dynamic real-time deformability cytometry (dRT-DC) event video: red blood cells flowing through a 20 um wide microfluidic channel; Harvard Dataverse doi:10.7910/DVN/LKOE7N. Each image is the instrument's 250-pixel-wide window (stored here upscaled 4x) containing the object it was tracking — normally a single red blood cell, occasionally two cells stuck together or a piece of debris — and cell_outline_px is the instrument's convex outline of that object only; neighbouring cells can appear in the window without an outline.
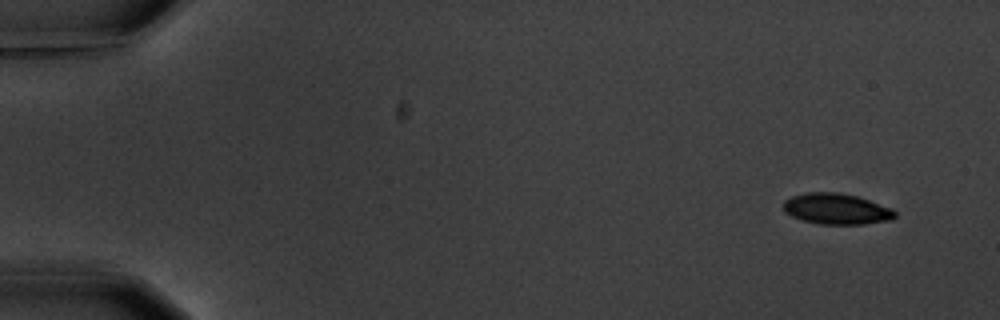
{"species": "common noctule bat (a hibernating species)", "species_latin": "Nyctalus noctula", "temperature_condition": "warm", "stored_images_in_passage": 5, "camera_frame_rate_fps": 3000, "um_per_image_px": 0.085, "animal": {"sex": "male", "body_mass_g": 20.1, "forearm_length_mm": 53.5}, "frame": {"image": 1, "passage_image": 1, "time_ms": 0.0, "image_size_px": [1000, 320], "cell_outline_px": [[896, 216], [892, 220], [864, 224], [820, 224], [804, 220], [792, 216], [784, 212], [784, 200], [792, 196], [808, 192], [840, 192], [856, 196], [892, 208], [896, 212]], "centroid_in_image_um": [71.11, 17.75], "position_along_channel_um": 13.9, "area_um2": 20.06}}
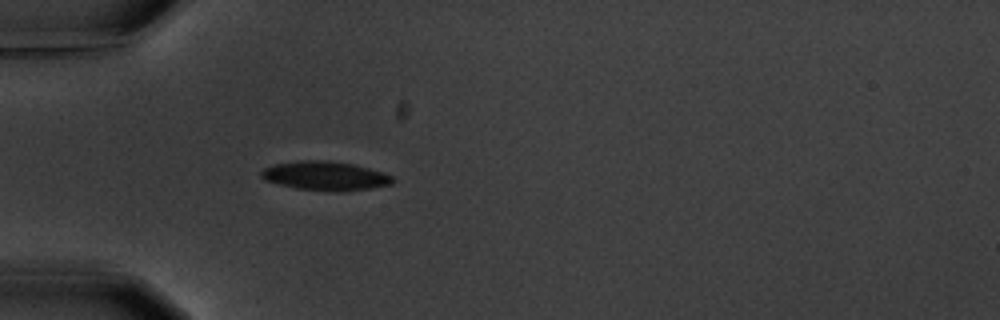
{"frame": {"image": 2, "passage_image": 5, "time_ms": 4.667, "image_size_px": [1000, 320], "cell_outline_px": [[396, 180], [392, 184], [372, 188], [340, 192], [296, 188], [264, 180], [260, 176], [260, 172], [264, 168], [276, 164], [300, 160], [328, 160], [352, 164], [384, 172], [392, 176]], "centroid_in_image_um": [27.68, 14.95], "position_along_channel_um": 57.3, "area_um2": 22.25}}